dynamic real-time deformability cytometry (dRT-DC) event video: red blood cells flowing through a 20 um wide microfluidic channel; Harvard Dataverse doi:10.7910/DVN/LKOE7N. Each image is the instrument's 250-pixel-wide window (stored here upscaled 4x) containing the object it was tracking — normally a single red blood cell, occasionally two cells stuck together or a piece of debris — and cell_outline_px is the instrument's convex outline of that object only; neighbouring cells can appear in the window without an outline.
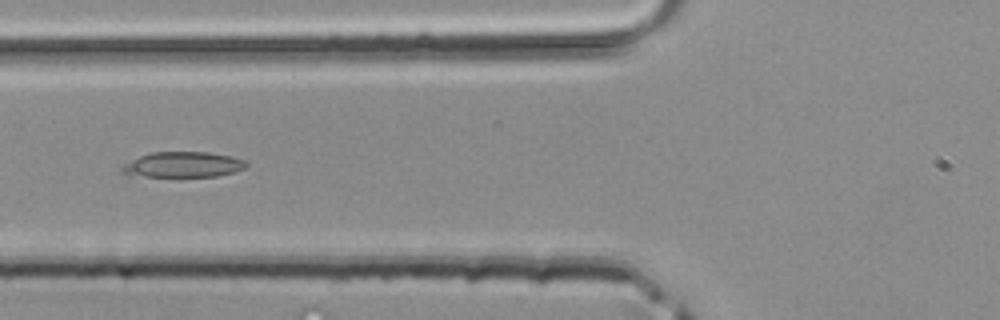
{"species": "common noctule bat (a hibernating species)", "species_latin": "Nyctalus noctula", "temperature_condition": "room temperature", "stored_images_in_passage": 6, "camera_frame_rate_fps": 3000, "um_per_image_px": 0.085, "animal": {"sex": "male", "body_mass_g": 20.4}, "frame": {"image": 1, "passage_image": 6, "time_ms": 1.667, "image_size_px": [1000, 320], "cell_outline_px": [[248, 164], [244, 168], [236, 172], [216, 176], [124, 176], [120, 172], [120, 168], [124, 164], [140, 156], [152, 152], [208, 152], [232, 156], [244, 160]], "centroid_in_image_um": [15.52, 14.0], "position_along_channel_um": 110.3, "area_um2": 18.55}}